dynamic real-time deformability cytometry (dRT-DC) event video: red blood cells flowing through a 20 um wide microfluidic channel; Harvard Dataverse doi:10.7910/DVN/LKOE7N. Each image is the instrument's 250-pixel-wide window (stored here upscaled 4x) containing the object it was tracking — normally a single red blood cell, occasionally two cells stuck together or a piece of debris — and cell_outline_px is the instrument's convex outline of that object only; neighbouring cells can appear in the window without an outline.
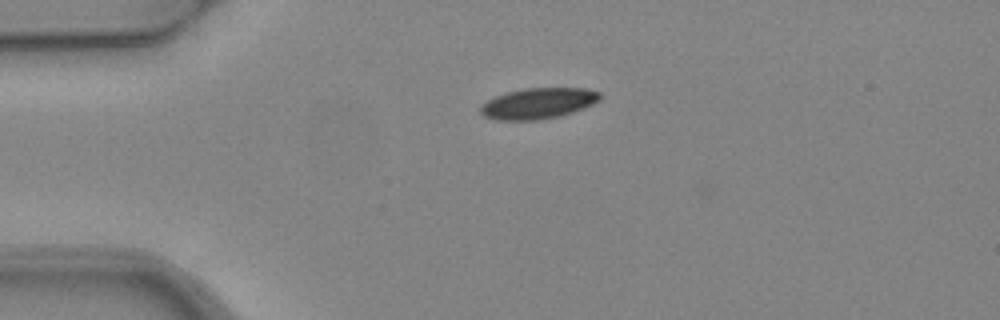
{"species": "common noctule bat (a hibernating species)", "species_latin": "Nyctalus noctula", "temperature_condition": "warm", "stored_images_in_passage": 3, "camera_frame_rate_fps": 3000, "um_per_image_px": 0.085, "animal": {"sex": "female", "body_mass_g": 24.6, "forearm_length_mm": 56.2}, "frame": {"image": 1, "passage_image": 1, "time_ms": 0.0, "image_size_px": [1000, 320], "cell_outline_px": [[600, 100], [584, 108], [560, 116], [540, 120], [496, 120], [484, 116], [480, 112], [480, 104], [496, 96], [508, 92], [524, 88], [584, 88], [600, 92]], "centroid_in_image_um": [45.73, 8.79], "position_along_channel_um": 39.3, "area_um2": 21.5}}
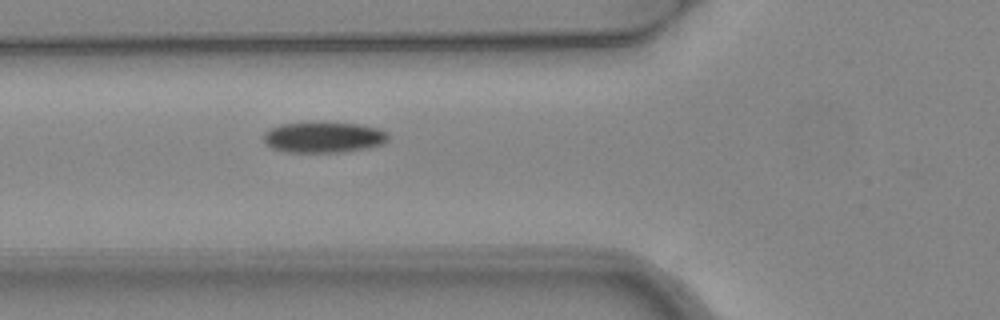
{"frame": {"image": 2, "passage_image": 3, "time_ms": 0.667, "image_size_px": [1000, 320], "cell_outline_px": [[388, 140], [384, 144], [368, 148], [344, 152], [284, 152], [272, 148], [264, 140], [264, 132], [280, 124], [360, 124], [380, 128], [388, 132]], "centroid_in_image_um": [27.57, 11.7], "position_along_channel_um": 98.2, "area_um2": 22.02}}